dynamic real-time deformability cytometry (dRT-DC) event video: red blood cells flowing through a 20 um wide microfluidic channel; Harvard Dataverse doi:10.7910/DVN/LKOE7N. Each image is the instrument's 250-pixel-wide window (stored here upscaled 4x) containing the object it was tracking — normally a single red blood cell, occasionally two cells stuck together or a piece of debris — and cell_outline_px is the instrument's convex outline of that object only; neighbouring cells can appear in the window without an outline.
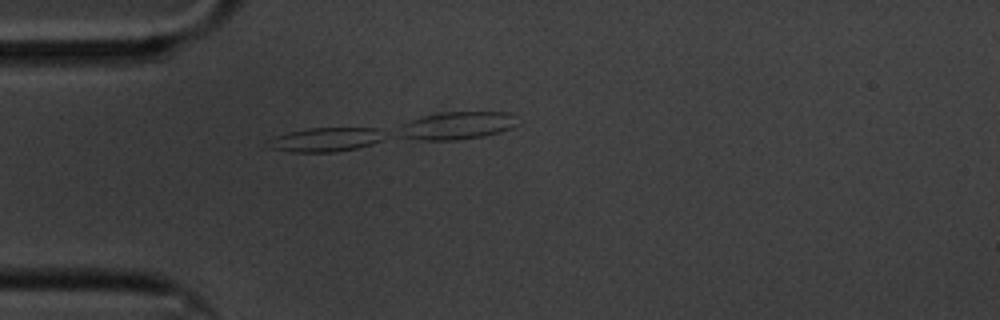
{"species": "common noctule bat (a hibernating species)", "species_latin": "Nyctalus noctula", "temperature_condition": "cold", "stored_images_in_passage": 35, "camera_frame_rate_fps": 3000, "um_per_image_px": 0.085, "animal": {"sex": "male", "body_mass_g": 20.1, "forearm_length_mm": 53.5}, "frame": {"image": 1, "passage_image": 15, "time_ms": 4.667, "image_size_px": [1000, 320], "cell_outline_px": [[384, 140], [372, 144], [356, 148], [332, 152], [292, 152], [268, 148], [264, 140], [288, 132], [308, 128], [376, 128], [384, 136]], "centroid_in_image_um": [27.6, 11.87], "position_along_channel_um": 57.4, "area_um2": 16.42}}
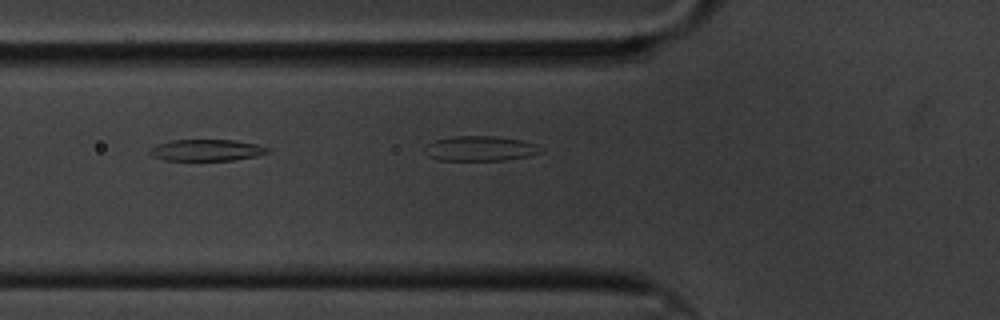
{"frame": {"image": 2, "passage_image": 20, "time_ms": 6.333, "image_size_px": [1000, 320], "cell_outline_px": [[272, 148], [268, 152], [256, 156], [232, 160], [164, 160], [152, 156], [148, 152], [148, 148], [156, 144], [172, 140], [236, 140], [256, 144]], "centroid_in_image_um": [17.53, 12.76], "position_along_channel_um": 108.3, "area_um2": 14.85}}